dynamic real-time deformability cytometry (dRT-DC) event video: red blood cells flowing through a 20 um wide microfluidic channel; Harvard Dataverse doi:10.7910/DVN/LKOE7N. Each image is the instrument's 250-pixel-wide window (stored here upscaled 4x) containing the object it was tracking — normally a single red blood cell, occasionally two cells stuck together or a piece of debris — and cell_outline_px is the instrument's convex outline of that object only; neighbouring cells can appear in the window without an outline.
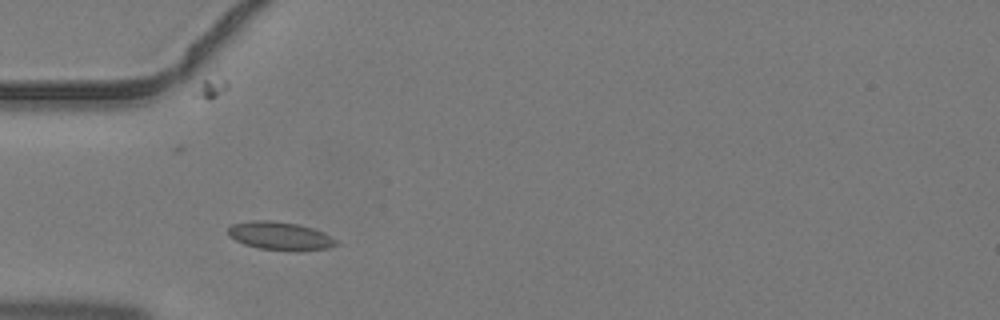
{"species": "common noctule bat (a hibernating species)", "species_latin": "Nyctalus noctula", "temperature_condition": "warm", "stored_images_in_passage": 3, "camera_frame_rate_fps": 3000, "um_per_image_px": 0.085, "animal": {"sex": "male", "body_mass_g": 19.2, "forearm_length_mm": 51.8}, "frame": {"image": 1, "passage_image": 1, "time_ms": 0.0, "image_size_px": [1000, 320], "cell_outline_px": [[336, 244], [328, 248], [300, 252], [288, 252], [260, 248], [244, 244], [228, 236], [228, 228], [232, 224], [252, 220], [268, 220], [296, 224], [312, 228], [324, 232], [336, 240]], "centroid_in_image_um": [23.8, 20.07], "position_along_channel_um": 61.2, "area_um2": 17.92}}
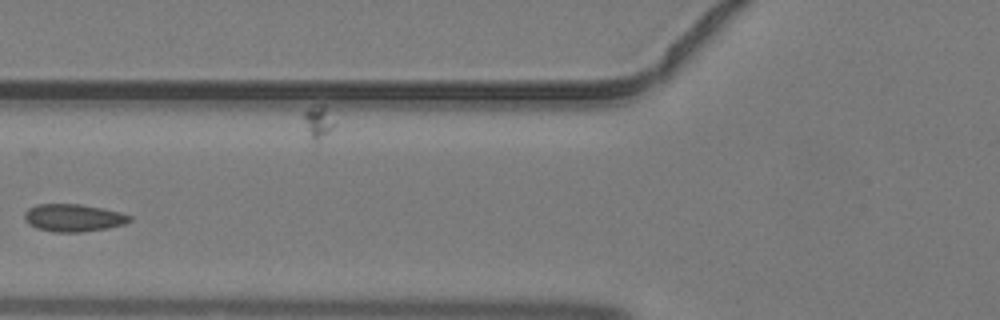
{"frame": {"image": 2, "passage_image": 2, "time_ms": 0.333, "image_size_px": [1000, 320], "cell_outline_px": [[132, 220], [124, 224], [108, 228], [80, 232], [52, 232], [36, 228], [24, 216], [24, 212], [28, 208], [36, 204], [80, 204], [120, 212], [132, 216]], "centroid_in_image_um": [6.26, 18.51], "position_along_channel_um": 119.5, "area_um2": 16.76}}